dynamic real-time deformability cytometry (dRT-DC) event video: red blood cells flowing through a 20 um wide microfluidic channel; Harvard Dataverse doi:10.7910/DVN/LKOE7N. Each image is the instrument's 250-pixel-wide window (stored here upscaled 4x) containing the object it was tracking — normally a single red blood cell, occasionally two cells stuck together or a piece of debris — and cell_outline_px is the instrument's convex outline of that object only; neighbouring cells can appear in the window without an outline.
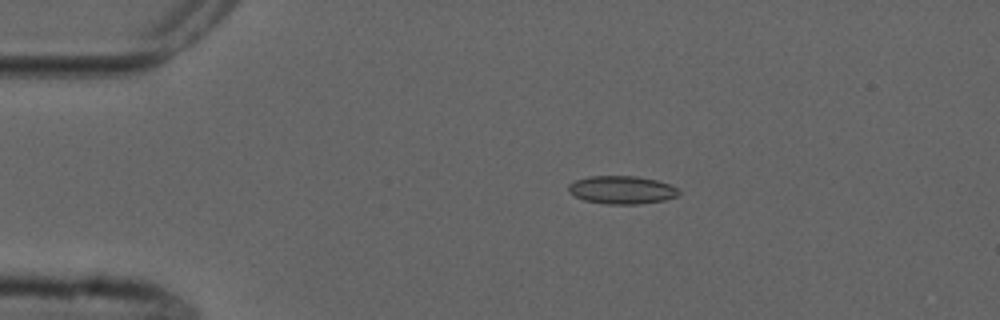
{"species": "common noctule bat (a hibernating species)", "species_latin": "Nyctalus noctula", "temperature_condition": "cold", "stored_images_in_passage": 4, "camera_frame_rate_fps": 3000, "um_per_image_px": 0.085, "animal": {"sex": "male", "forearm_length_mm": 52.5}, "frame": {"image": 1, "passage_image": 1, "time_ms": 0.0, "image_size_px": [1000, 320], "cell_outline_px": [[680, 192], [676, 196], [664, 200], [640, 204], [604, 204], [584, 200], [568, 192], [568, 184], [576, 180], [588, 176], [636, 176], [656, 180], [668, 184], [676, 188]], "centroid_in_image_um": [52.82, 16.14], "position_along_channel_um": 32.2, "area_um2": 17.98}}
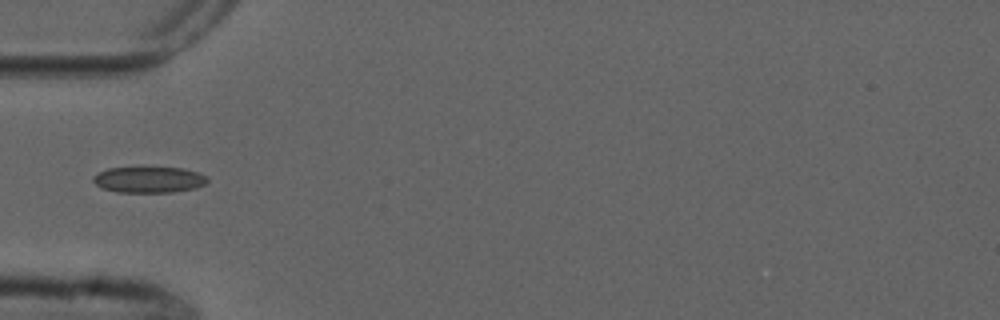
{"frame": {"image": 2, "passage_image": 3, "time_ms": 2.333, "image_size_px": [1000, 320], "cell_outline_px": [[208, 180], [204, 184], [196, 188], [172, 192], [116, 192], [100, 188], [92, 180], [92, 176], [108, 168], [180, 168], [196, 172], [208, 176]], "centroid_in_image_um": [12.63, 15.28], "position_along_channel_um": 72.4, "area_um2": 17.22}}
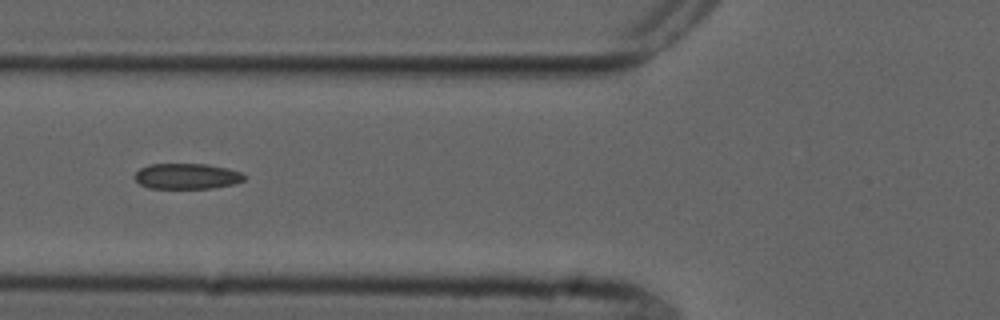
{"frame": {"image": 3, "passage_image": 4, "time_ms": 3.333, "image_size_px": [1000, 320], "cell_outline_px": [[244, 180], [236, 184], [212, 188], [148, 188], [140, 184], [136, 180], [136, 172], [140, 168], [148, 164], [208, 164], [240, 172], [244, 176]], "centroid_in_image_um": [15.87, 14.98], "position_along_channel_um": 109.9, "area_um2": 16.24}}